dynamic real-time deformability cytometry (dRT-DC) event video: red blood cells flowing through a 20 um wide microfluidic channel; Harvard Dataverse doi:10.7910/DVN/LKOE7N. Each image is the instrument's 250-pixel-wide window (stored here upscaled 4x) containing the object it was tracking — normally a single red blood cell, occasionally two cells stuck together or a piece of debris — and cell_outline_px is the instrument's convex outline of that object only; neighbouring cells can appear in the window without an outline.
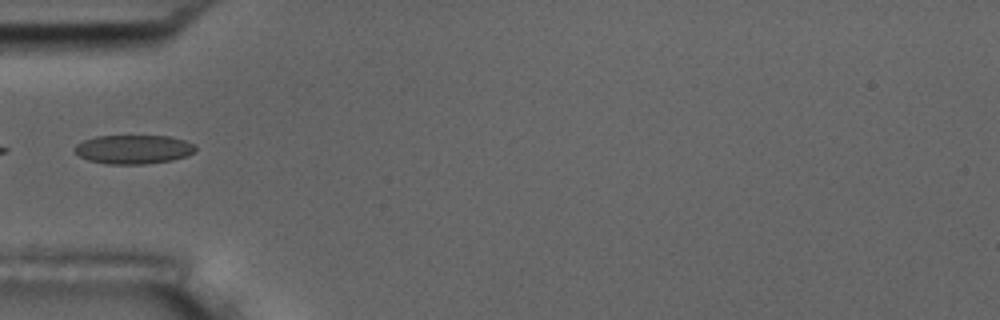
{"species": "common noctule bat (a hibernating species)", "species_latin": "Nyctalus noctula", "temperature_condition": "room temperature", "stored_images_in_passage": 5, "camera_frame_rate_fps": 3000, "um_per_image_px": 0.085, "animal": {"sex": "male", "body_mass_g": 17.5, "forearm_length_mm": 52.3}, "frame": {"image": 1, "passage_image": 2, "time_ms": 1.333, "image_size_px": [1000, 320], "cell_outline_px": [[196, 152], [188, 156], [172, 160], [144, 164], [108, 164], [88, 160], [80, 156], [72, 148], [76, 144], [84, 140], [96, 136], [168, 136], [184, 140], [196, 144]], "centroid_in_image_um": [11.37, 12.69], "position_along_channel_um": 73.6, "area_um2": 20.52}}
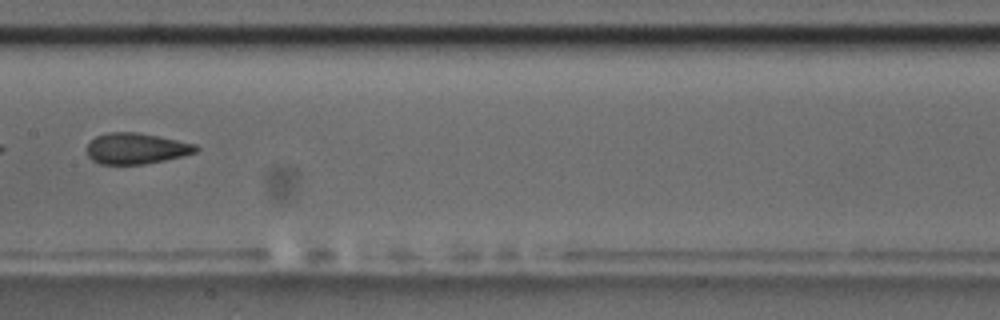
{"frame": {"image": 2, "passage_image": 5, "time_ms": 4.667, "image_size_px": [1000, 320], "cell_outline_px": [[200, 148], [196, 152], [184, 156], [144, 164], [100, 164], [92, 160], [88, 156], [88, 144], [96, 136], [108, 132], [136, 132], [196, 144]], "centroid_in_image_um": [11.58, 12.62], "position_along_channel_um": 195.8, "area_um2": 19.54}}